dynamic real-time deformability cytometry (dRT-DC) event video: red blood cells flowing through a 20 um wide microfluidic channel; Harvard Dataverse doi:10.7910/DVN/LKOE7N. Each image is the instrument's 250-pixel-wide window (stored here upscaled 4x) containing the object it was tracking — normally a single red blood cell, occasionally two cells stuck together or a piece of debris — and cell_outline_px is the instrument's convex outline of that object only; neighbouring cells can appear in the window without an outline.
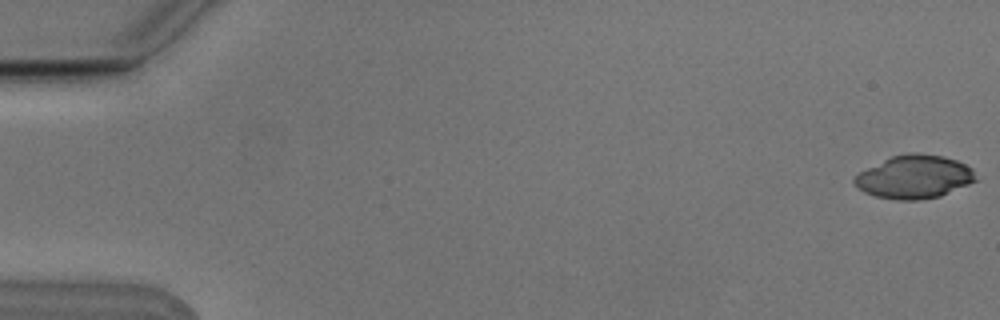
{"species": "Egyptian fruit bat (a non-hibernating species)", "species_latin": "Rousettus aegyptiacus", "temperature_condition": "cold", "stored_images_in_passage": 9, "camera_frame_rate_fps": 3000, "um_per_image_px": 0.085, "animal": {"sex": "male"}, "frame": {"image": 1, "passage_image": 1, "time_ms": 0.0, "image_size_px": [1000, 320], "cell_outline_px": [[980, 180], [940, 196], [920, 200], [896, 200], [876, 196], [864, 192], [852, 180], [860, 172], [892, 156], [908, 152], [920, 152], [944, 156], [956, 160], [972, 168]], "centroid_in_image_um": [77.78, 15.03], "position_along_channel_um": 7.2, "area_um2": 30.69}}
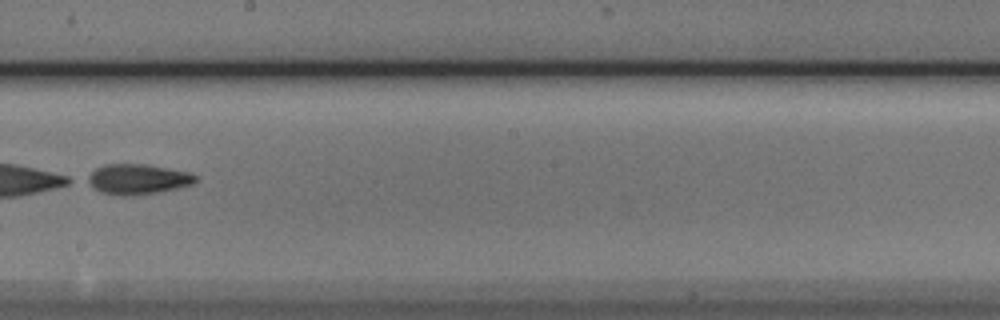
{"frame": {"image": 2, "passage_image": 9, "time_ms": 2.667, "image_size_px": [1000, 320], "cell_outline_px": [[196, 180], [192, 184], [176, 188], [156, 192], [128, 196], [120, 196], [100, 192], [92, 188], [84, 180], [84, 176], [96, 168], [104, 164], [148, 164], [188, 172], [196, 176]], "centroid_in_image_um": [11.6, 15.22], "position_along_channel_um": 236.6, "area_um2": 19.19}}